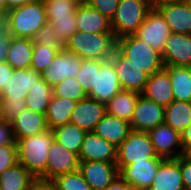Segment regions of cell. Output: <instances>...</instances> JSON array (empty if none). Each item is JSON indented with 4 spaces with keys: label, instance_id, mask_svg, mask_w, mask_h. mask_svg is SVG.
<instances>
[{
    "label": "cell",
    "instance_id": "7",
    "mask_svg": "<svg viewBox=\"0 0 191 190\" xmlns=\"http://www.w3.org/2000/svg\"><path fill=\"white\" fill-rule=\"evenodd\" d=\"M170 34V27L162 15L156 9H151L143 24L133 35L162 54Z\"/></svg>",
    "mask_w": 191,
    "mask_h": 190
},
{
    "label": "cell",
    "instance_id": "9",
    "mask_svg": "<svg viewBox=\"0 0 191 190\" xmlns=\"http://www.w3.org/2000/svg\"><path fill=\"white\" fill-rule=\"evenodd\" d=\"M82 60L75 54L59 50L51 64L41 73V77L50 87L61 83L66 78H75Z\"/></svg>",
    "mask_w": 191,
    "mask_h": 190
},
{
    "label": "cell",
    "instance_id": "49",
    "mask_svg": "<svg viewBox=\"0 0 191 190\" xmlns=\"http://www.w3.org/2000/svg\"><path fill=\"white\" fill-rule=\"evenodd\" d=\"M29 190H57L51 181L35 180Z\"/></svg>",
    "mask_w": 191,
    "mask_h": 190
},
{
    "label": "cell",
    "instance_id": "35",
    "mask_svg": "<svg viewBox=\"0 0 191 190\" xmlns=\"http://www.w3.org/2000/svg\"><path fill=\"white\" fill-rule=\"evenodd\" d=\"M104 60L83 59L80 70L75 79L82 86L83 90L88 94L95 84V68H101Z\"/></svg>",
    "mask_w": 191,
    "mask_h": 190
},
{
    "label": "cell",
    "instance_id": "41",
    "mask_svg": "<svg viewBox=\"0 0 191 190\" xmlns=\"http://www.w3.org/2000/svg\"><path fill=\"white\" fill-rule=\"evenodd\" d=\"M25 109H27L25 99H2L1 119L7 122H12Z\"/></svg>",
    "mask_w": 191,
    "mask_h": 190
},
{
    "label": "cell",
    "instance_id": "55",
    "mask_svg": "<svg viewBox=\"0 0 191 190\" xmlns=\"http://www.w3.org/2000/svg\"><path fill=\"white\" fill-rule=\"evenodd\" d=\"M66 2L75 4L77 6L82 5L84 3H86V0H65Z\"/></svg>",
    "mask_w": 191,
    "mask_h": 190
},
{
    "label": "cell",
    "instance_id": "3",
    "mask_svg": "<svg viewBox=\"0 0 191 190\" xmlns=\"http://www.w3.org/2000/svg\"><path fill=\"white\" fill-rule=\"evenodd\" d=\"M116 49L149 76L165 67L161 53L134 35H126L116 39Z\"/></svg>",
    "mask_w": 191,
    "mask_h": 190
},
{
    "label": "cell",
    "instance_id": "14",
    "mask_svg": "<svg viewBox=\"0 0 191 190\" xmlns=\"http://www.w3.org/2000/svg\"><path fill=\"white\" fill-rule=\"evenodd\" d=\"M79 171L91 190H104L119 176L118 166L113 162L80 161Z\"/></svg>",
    "mask_w": 191,
    "mask_h": 190
},
{
    "label": "cell",
    "instance_id": "20",
    "mask_svg": "<svg viewBox=\"0 0 191 190\" xmlns=\"http://www.w3.org/2000/svg\"><path fill=\"white\" fill-rule=\"evenodd\" d=\"M41 78V73L33 69H14L13 75L0 95L2 99L7 100L25 99L29 88L33 87Z\"/></svg>",
    "mask_w": 191,
    "mask_h": 190
},
{
    "label": "cell",
    "instance_id": "42",
    "mask_svg": "<svg viewBox=\"0 0 191 190\" xmlns=\"http://www.w3.org/2000/svg\"><path fill=\"white\" fill-rule=\"evenodd\" d=\"M18 163L16 144L0 146V174Z\"/></svg>",
    "mask_w": 191,
    "mask_h": 190
},
{
    "label": "cell",
    "instance_id": "54",
    "mask_svg": "<svg viewBox=\"0 0 191 190\" xmlns=\"http://www.w3.org/2000/svg\"><path fill=\"white\" fill-rule=\"evenodd\" d=\"M187 161H189L191 163V147L186 148L183 151V155H182Z\"/></svg>",
    "mask_w": 191,
    "mask_h": 190
},
{
    "label": "cell",
    "instance_id": "57",
    "mask_svg": "<svg viewBox=\"0 0 191 190\" xmlns=\"http://www.w3.org/2000/svg\"><path fill=\"white\" fill-rule=\"evenodd\" d=\"M1 104H2V97L0 95V119H1Z\"/></svg>",
    "mask_w": 191,
    "mask_h": 190
},
{
    "label": "cell",
    "instance_id": "6",
    "mask_svg": "<svg viewBox=\"0 0 191 190\" xmlns=\"http://www.w3.org/2000/svg\"><path fill=\"white\" fill-rule=\"evenodd\" d=\"M145 159H163L154 149L149 133L131 130L127 138L117 148V166H128Z\"/></svg>",
    "mask_w": 191,
    "mask_h": 190
},
{
    "label": "cell",
    "instance_id": "34",
    "mask_svg": "<svg viewBox=\"0 0 191 190\" xmlns=\"http://www.w3.org/2000/svg\"><path fill=\"white\" fill-rule=\"evenodd\" d=\"M52 96L80 101L88 95L75 78H66L52 87Z\"/></svg>",
    "mask_w": 191,
    "mask_h": 190
},
{
    "label": "cell",
    "instance_id": "15",
    "mask_svg": "<svg viewBox=\"0 0 191 190\" xmlns=\"http://www.w3.org/2000/svg\"><path fill=\"white\" fill-rule=\"evenodd\" d=\"M78 170V155L67 150L64 146L54 140L48 150L46 181H52L59 175L72 173Z\"/></svg>",
    "mask_w": 191,
    "mask_h": 190
},
{
    "label": "cell",
    "instance_id": "26",
    "mask_svg": "<svg viewBox=\"0 0 191 190\" xmlns=\"http://www.w3.org/2000/svg\"><path fill=\"white\" fill-rule=\"evenodd\" d=\"M33 47L32 39L12 37L9 41L6 62L14 69H30Z\"/></svg>",
    "mask_w": 191,
    "mask_h": 190
},
{
    "label": "cell",
    "instance_id": "18",
    "mask_svg": "<svg viewBox=\"0 0 191 190\" xmlns=\"http://www.w3.org/2000/svg\"><path fill=\"white\" fill-rule=\"evenodd\" d=\"M164 18L172 33L191 35V3L183 0L155 8Z\"/></svg>",
    "mask_w": 191,
    "mask_h": 190
},
{
    "label": "cell",
    "instance_id": "45",
    "mask_svg": "<svg viewBox=\"0 0 191 190\" xmlns=\"http://www.w3.org/2000/svg\"><path fill=\"white\" fill-rule=\"evenodd\" d=\"M10 17L11 12L9 9L0 10V36L8 40L12 38Z\"/></svg>",
    "mask_w": 191,
    "mask_h": 190
},
{
    "label": "cell",
    "instance_id": "12",
    "mask_svg": "<svg viewBox=\"0 0 191 190\" xmlns=\"http://www.w3.org/2000/svg\"><path fill=\"white\" fill-rule=\"evenodd\" d=\"M165 108L144 95L139 94L130 121L131 130L146 131L164 122Z\"/></svg>",
    "mask_w": 191,
    "mask_h": 190
},
{
    "label": "cell",
    "instance_id": "56",
    "mask_svg": "<svg viewBox=\"0 0 191 190\" xmlns=\"http://www.w3.org/2000/svg\"><path fill=\"white\" fill-rule=\"evenodd\" d=\"M6 0H0V10H7Z\"/></svg>",
    "mask_w": 191,
    "mask_h": 190
},
{
    "label": "cell",
    "instance_id": "47",
    "mask_svg": "<svg viewBox=\"0 0 191 190\" xmlns=\"http://www.w3.org/2000/svg\"><path fill=\"white\" fill-rule=\"evenodd\" d=\"M14 68L6 61L0 63V94L2 93L6 83L13 75Z\"/></svg>",
    "mask_w": 191,
    "mask_h": 190
},
{
    "label": "cell",
    "instance_id": "40",
    "mask_svg": "<svg viewBox=\"0 0 191 190\" xmlns=\"http://www.w3.org/2000/svg\"><path fill=\"white\" fill-rule=\"evenodd\" d=\"M34 45H50L64 50V45L59 41V33H56L54 28L46 23L40 27L32 38Z\"/></svg>",
    "mask_w": 191,
    "mask_h": 190
},
{
    "label": "cell",
    "instance_id": "33",
    "mask_svg": "<svg viewBox=\"0 0 191 190\" xmlns=\"http://www.w3.org/2000/svg\"><path fill=\"white\" fill-rule=\"evenodd\" d=\"M51 97L52 87L41 78L29 88L28 95L25 97L27 109L46 115Z\"/></svg>",
    "mask_w": 191,
    "mask_h": 190
},
{
    "label": "cell",
    "instance_id": "4",
    "mask_svg": "<svg viewBox=\"0 0 191 190\" xmlns=\"http://www.w3.org/2000/svg\"><path fill=\"white\" fill-rule=\"evenodd\" d=\"M152 7L148 0H119L111 30L116 39L133 35L145 21Z\"/></svg>",
    "mask_w": 191,
    "mask_h": 190
},
{
    "label": "cell",
    "instance_id": "32",
    "mask_svg": "<svg viewBox=\"0 0 191 190\" xmlns=\"http://www.w3.org/2000/svg\"><path fill=\"white\" fill-rule=\"evenodd\" d=\"M55 140L67 150L79 155L86 131L72 123L53 129Z\"/></svg>",
    "mask_w": 191,
    "mask_h": 190
},
{
    "label": "cell",
    "instance_id": "29",
    "mask_svg": "<svg viewBox=\"0 0 191 190\" xmlns=\"http://www.w3.org/2000/svg\"><path fill=\"white\" fill-rule=\"evenodd\" d=\"M139 93L120 90L107 104V113L130 123Z\"/></svg>",
    "mask_w": 191,
    "mask_h": 190
},
{
    "label": "cell",
    "instance_id": "1",
    "mask_svg": "<svg viewBox=\"0 0 191 190\" xmlns=\"http://www.w3.org/2000/svg\"><path fill=\"white\" fill-rule=\"evenodd\" d=\"M54 140L51 129L16 140L18 163L22 164L36 180L46 181L48 150Z\"/></svg>",
    "mask_w": 191,
    "mask_h": 190
},
{
    "label": "cell",
    "instance_id": "31",
    "mask_svg": "<svg viewBox=\"0 0 191 190\" xmlns=\"http://www.w3.org/2000/svg\"><path fill=\"white\" fill-rule=\"evenodd\" d=\"M164 122L181 133L191 123V102L173 100L165 107Z\"/></svg>",
    "mask_w": 191,
    "mask_h": 190
},
{
    "label": "cell",
    "instance_id": "39",
    "mask_svg": "<svg viewBox=\"0 0 191 190\" xmlns=\"http://www.w3.org/2000/svg\"><path fill=\"white\" fill-rule=\"evenodd\" d=\"M56 33H59V41L65 45L68 39L77 31L76 28V13L70 15V18L63 19H46Z\"/></svg>",
    "mask_w": 191,
    "mask_h": 190
},
{
    "label": "cell",
    "instance_id": "25",
    "mask_svg": "<svg viewBox=\"0 0 191 190\" xmlns=\"http://www.w3.org/2000/svg\"><path fill=\"white\" fill-rule=\"evenodd\" d=\"M130 131V123L106 113L97 123L93 132L118 148Z\"/></svg>",
    "mask_w": 191,
    "mask_h": 190
},
{
    "label": "cell",
    "instance_id": "53",
    "mask_svg": "<svg viewBox=\"0 0 191 190\" xmlns=\"http://www.w3.org/2000/svg\"><path fill=\"white\" fill-rule=\"evenodd\" d=\"M152 9H155L159 7L160 5L167 4V3H174V2H179L183 0H148Z\"/></svg>",
    "mask_w": 191,
    "mask_h": 190
},
{
    "label": "cell",
    "instance_id": "22",
    "mask_svg": "<svg viewBox=\"0 0 191 190\" xmlns=\"http://www.w3.org/2000/svg\"><path fill=\"white\" fill-rule=\"evenodd\" d=\"M15 141L48 130L46 116L33 110H23L12 122Z\"/></svg>",
    "mask_w": 191,
    "mask_h": 190
},
{
    "label": "cell",
    "instance_id": "23",
    "mask_svg": "<svg viewBox=\"0 0 191 190\" xmlns=\"http://www.w3.org/2000/svg\"><path fill=\"white\" fill-rule=\"evenodd\" d=\"M76 28L84 33H113L111 21L87 3L76 9Z\"/></svg>",
    "mask_w": 191,
    "mask_h": 190
},
{
    "label": "cell",
    "instance_id": "5",
    "mask_svg": "<svg viewBox=\"0 0 191 190\" xmlns=\"http://www.w3.org/2000/svg\"><path fill=\"white\" fill-rule=\"evenodd\" d=\"M10 12L12 37L32 39L37 30L47 23L43 1L34 0Z\"/></svg>",
    "mask_w": 191,
    "mask_h": 190
},
{
    "label": "cell",
    "instance_id": "19",
    "mask_svg": "<svg viewBox=\"0 0 191 190\" xmlns=\"http://www.w3.org/2000/svg\"><path fill=\"white\" fill-rule=\"evenodd\" d=\"M80 161L116 163L117 148L94 132H87L78 155Z\"/></svg>",
    "mask_w": 191,
    "mask_h": 190
},
{
    "label": "cell",
    "instance_id": "37",
    "mask_svg": "<svg viewBox=\"0 0 191 190\" xmlns=\"http://www.w3.org/2000/svg\"><path fill=\"white\" fill-rule=\"evenodd\" d=\"M57 190H91L81 172L62 174L51 181Z\"/></svg>",
    "mask_w": 191,
    "mask_h": 190
},
{
    "label": "cell",
    "instance_id": "10",
    "mask_svg": "<svg viewBox=\"0 0 191 190\" xmlns=\"http://www.w3.org/2000/svg\"><path fill=\"white\" fill-rule=\"evenodd\" d=\"M109 60L114 64L122 89L142 94L149 75L140 67L132 64L117 49Z\"/></svg>",
    "mask_w": 191,
    "mask_h": 190
},
{
    "label": "cell",
    "instance_id": "30",
    "mask_svg": "<svg viewBox=\"0 0 191 190\" xmlns=\"http://www.w3.org/2000/svg\"><path fill=\"white\" fill-rule=\"evenodd\" d=\"M36 179L20 163L0 174L1 190H29Z\"/></svg>",
    "mask_w": 191,
    "mask_h": 190
},
{
    "label": "cell",
    "instance_id": "44",
    "mask_svg": "<svg viewBox=\"0 0 191 190\" xmlns=\"http://www.w3.org/2000/svg\"><path fill=\"white\" fill-rule=\"evenodd\" d=\"M6 144H16L12 123L0 119V146Z\"/></svg>",
    "mask_w": 191,
    "mask_h": 190
},
{
    "label": "cell",
    "instance_id": "11",
    "mask_svg": "<svg viewBox=\"0 0 191 190\" xmlns=\"http://www.w3.org/2000/svg\"><path fill=\"white\" fill-rule=\"evenodd\" d=\"M156 154L163 159H176L183 155L180 133L165 122L148 131Z\"/></svg>",
    "mask_w": 191,
    "mask_h": 190
},
{
    "label": "cell",
    "instance_id": "21",
    "mask_svg": "<svg viewBox=\"0 0 191 190\" xmlns=\"http://www.w3.org/2000/svg\"><path fill=\"white\" fill-rule=\"evenodd\" d=\"M148 190H185L179 157L163 159L159 163L157 174Z\"/></svg>",
    "mask_w": 191,
    "mask_h": 190
},
{
    "label": "cell",
    "instance_id": "38",
    "mask_svg": "<svg viewBox=\"0 0 191 190\" xmlns=\"http://www.w3.org/2000/svg\"><path fill=\"white\" fill-rule=\"evenodd\" d=\"M46 19L70 18L76 13L77 5L66 2L65 0H45L43 1Z\"/></svg>",
    "mask_w": 191,
    "mask_h": 190
},
{
    "label": "cell",
    "instance_id": "50",
    "mask_svg": "<svg viewBox=\"0 0 191 190\" xmlns=\"http://www.w3.org/2000/svg\"><path fill=\"white\" fill-rule=\"evenodd\" d=\"M180 136L183 151L191 147V123L180 133Z\"/></svg>",
    "mask_w": 191,
    "mask_h": 190
},
{
    "label": "cell",
    "instance_id": "16",
    "mask_svg": "<svg viewBox=\"0 0 191 190\" xmlns=\"http://www.w3.org/2000/svg\"><path fill=\"white\" fill-rule=\"evenodd\" d=\"M106 113L105 104L87 96L76 103L70 116V123L86 132H93L97 123Z\"/></svg>",
    "mask_w": 191,
    "mask_h": 190
},
{
    "label": "cell",
    "instance_id": "27",
    "mask_svg": "<svg viewBox=\"0 0 191 190\" xmlns=\"http://www.w3.org/2000/svg\"><path fill=\"white\" fill-rule=\"evenodd\" d=\"M164 69L171 80L174 100L191 102V67L165 66Z\"/></svg>",
    "mask_w": 191,
    "mask_h": 190
},
{
    "label": "cell",
    "instance_id": "36",
    "mask_svg": "<svg viewBox=\"0 0 191 190\" xmlns=\"http://www.w3.org/2000/svg\"><path fill=\"white\" fill-rule=\"evenodd\" d=\"M58 51V48L50 45H34L30 69L42 73L51 64Z\"/></svg>",
    "mask_w": 191,
    "mask_h": 190
},
{
    "label": "cell",
    "instance_id": "46",
    "mask_svg": "<svg viewBox=\"0 0 191 190\" xmlns=\"http://www.w3.org/2000/svg\"><path fill=\"white\" fill-rule=\"evenodd\" d=\"M179 165L185 190H191V163L180 156Z\"/></svg>",
    "mask_w": 191,
    "mask_h": 190
},
{
    "label": "cell",
    "instance_id": "2",
    "mask_svg": "<svg viewBox=\"0 0 191 190\" xmlns=\"http://www.w3.org/2000/svg\"><path fill=\"white\" fill-rule=\"evenodd\" d=\"M116 49L113 33H84L76 31L65 43L64 50L82 59L107 61Z\"/></svg>",
    "mask_w": 191,
    "mask_h": 190
},
{
    "label": "cell",
    "instance_id": "24",
    "mask_svg": "<svg viewBox=\"0 0 191 190\" xmlns=\"http://www.w3.org/2000/svg\"><path fill=\"white\" fill-rule=\"evenodd\" d=\"M142 95L164 108L169 105L174 98L168 72L163 69L149 76Z\"/></svg>",
    "mask_w": 191,
    "mask_h": 190
},
{
    "label": "cell",
    "instance_id": "48",
    "mask_svg": "<svg viewBox=\"0 0 191 190\" xmlns=\"http://www.w3.org/2000/svg\"><path fill=\"white\" fill-rule=\"evenodd\" d=\"M104 190H135V189L128 182H126L120 176H118Z\"/></svg>",
    "mask_w": 191,
    "mask_h": 190
},
{
    "label": "cell",
    "instance_id": "8",
    "mask_svg": "<svg viewBox=\"0 0 191 190\" xmlns=\"http://www.w3.org/2000/svg\"><path fill=\"white\" fill-rule=\"evenodd\" d=\"M120 90L122 87L114 64L107 60L101 68H95V84L87 95L106 105Z\"/></svg>",
    "mask_w": 191,
    "mask_h": 190
},
{
    "label": "cell",
    "instance_id": "17",
    "mask_svg": "<svg viewBox=\"0 0 191 190\" xmlns=\"http://www.w3.org/2000/svg\"><path fill=\"white\" fill-rule=\"evenodd\" d=\"M161 55L165 66L191 67V35L171 32Z\"/></svg>",
    "mask_w": 191,
    "mask_h": 190
},
{
    "label": "cell",
    "instance_id": "52",
    "mask_svg": "<svg viewBox=\"0 0 191 190\" xmlns=\"http://www.w3.org/2000/svg\"><path fill=\"white\" fill-rule=\"evenodd\" d=\"M32 1H34V0H6V3H7V8L9 10H11L15 7L23 6V5L28 4Z\"/></svg>",
    "mask_w": 191,
    "mask_h": 190
},
{
    "label": "cell",
    "instance_id": "28",
    "mask_svg": "<svg viewBox=\"0 0 191 190\" xmlns=\"http://www.w3.org/2000/svg\"><path fill=\"white\" fill-rule=\"evenodd\" d=\"M76 103L77 101L69 98L52 96L45 115L48 128L53 130L70 123V116Z\"/></svg>",
    "mask_w": 191,
    "mask_h": 190
},
{
    "label": "cell",
    "instance_id": "13",
    "mask_svg": "<svg viewBox=\"0 0 191 190\" xmlns=\"http://www.w3.org/2000/svg\"><path fill=\"white\" fill-rule=\"evenodd\" d=\"M163 159H145L128 166H118L119 176L135 190H148Z\"/></svg>",
    "mask_w": 191,
    "mask_h": 190
},
{
    "label": "cell",
    "instance_id": "43",
    "mask_svg": "<svg viewBox=\"0 0 191 190\" xmlns=\"http://www.w3.org/2000/svg\"><path fill=\"white\" fill-rule=\"evenodd\" d=\"M86 3L111 21L115 16L119 0H86Z\"/></svg>",
    "mask_w": 191,
    "mask_h": 190
},
{
    "label": "cell",
    "instance_id": "51",
    "mask_svg": "<svg viewBox=\"0 0 191 190\" xmlns=\"http://www.w3.org/2000/svg\"><path fill=\"white\" fill-rule=\"evenodd\" d=\"M9 41L7 38L0 36V63L6 61V54L9 46Z\"/></svg>",
    "mask_w": 191,
    "mask_h": 190
}]
</instances>
